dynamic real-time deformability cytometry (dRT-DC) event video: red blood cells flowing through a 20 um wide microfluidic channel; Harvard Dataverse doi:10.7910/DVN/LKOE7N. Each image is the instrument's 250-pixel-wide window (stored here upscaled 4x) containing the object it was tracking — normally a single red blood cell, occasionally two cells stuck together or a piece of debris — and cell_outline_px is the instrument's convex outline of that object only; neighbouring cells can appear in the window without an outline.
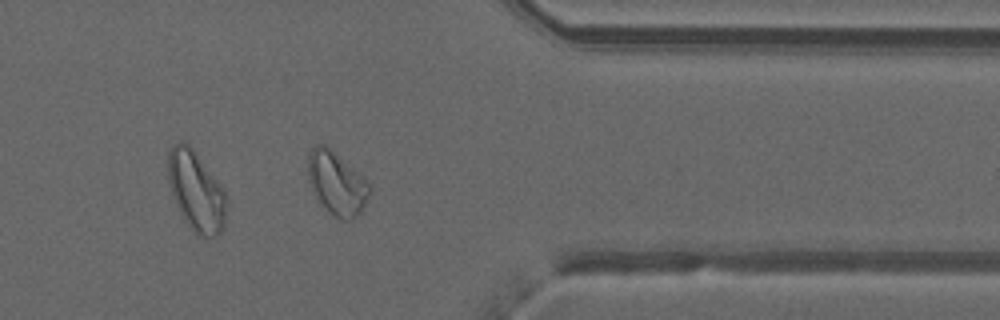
{"species": "common noctule bat (a hibernating species)", "species_latin": "Nyctalus noctula", "temperature_condition": "warm", "stored_images_in_passage": 35, "camera_frame_rate_fps": 3000, "um_per_image_px": 0.085, "animal": {"sex": "male", "forearm_length_mm": 52.5}, "frame": {"image": 1, "passage_image": 25, "time_ms": 8.0, "image_size_px": [1000, 320], "cell_outline_px": [[372, 188], [360, 212], [356, 216], [348, 220], [340, 220], [316, 196], [308, 180], [308, 156], [312, 148], [316, 144], [328, 144], [364, 176], [368, 180]], "centroid_in_image_um": [28.64, 15.49], "position_along_channel_um": 382.8, "area_um2": 22.6}}